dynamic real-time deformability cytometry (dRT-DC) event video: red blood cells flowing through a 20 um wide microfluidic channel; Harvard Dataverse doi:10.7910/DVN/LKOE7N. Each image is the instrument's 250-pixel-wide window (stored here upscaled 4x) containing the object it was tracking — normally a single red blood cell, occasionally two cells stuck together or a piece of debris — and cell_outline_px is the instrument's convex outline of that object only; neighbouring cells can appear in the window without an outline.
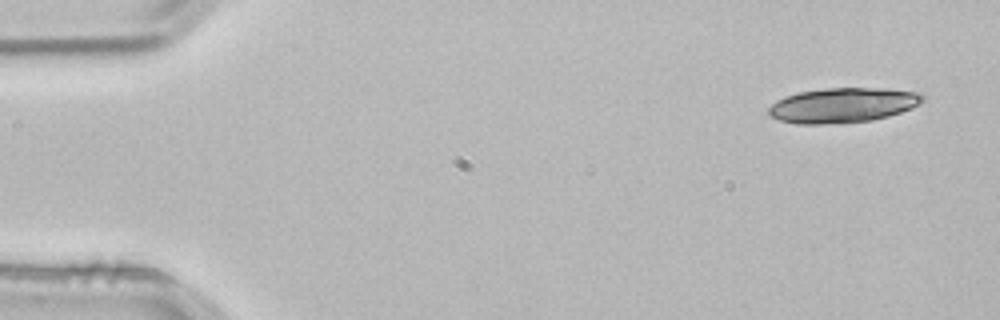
{"species": "common noctule bat (a hibernating species)", "species_latin": "Nyctalus noctula", "temperature_condition": "room temperature", "stored_images_in_passage": 4, "segment_of_instrument_passage": [1, 2], "camera_frame_rate_fps": 3000, "um_per_image_px": 0.085, "animal": {"sex": "male", "body_mass_g": 21.5, "forearm_length_mm": 52.0}, "frame": {"image": 1, "passage_image": 1, "time_ms": 0.0, "image_size_px": [1000, 320], "cell_outline_px": [[924, 100], [920, 104], [912, 108], [888, 116], [872, 120], [824, 124], [796, 124], [780, 120], [768, 116], [768, 108], [776, 100], [784, 96], [800, 92], [824, 88], [888, 88], [916, 92], [924, 96]], "centroid_in_image_um": [71.62, 8.94], "position_along_channel_um": 13.4, "area_um2": 31.39}}